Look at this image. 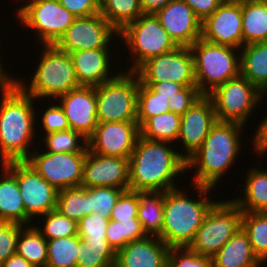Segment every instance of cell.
<instances>
[{
	"label": "cell",
	"instance_id": "cell-1",
	"mask_svg": "<svg viewBox=\"0 0 267 267\" xmlns=\"http://www.w3.org/2000/svg\"><path fill=\"white\" fill-rule=\"evenodd\" d=\"M0 94V164L25 161L39 134L36 100L17 84L0 85Z\"/></svg>",
	"mask_w": 267,
	"mask_h": 267
},
{
	"label": "cell",
	"instance_id": "cell-2",
	"mask_svg": "<svg viewBox=\"0 0 267 267\" xmlns=\"http://www.w3.org/2000/svg\"><path fill=\"white\" fill-rule=\"evenodd\" d=\"M175 148L170 142L139 136L129 157V190L166 192L177 188L176 181L187 171L183 151Z\"/></svg>",
	"mask_w": 267,
	"mask_h": 267
},
{
	"label": "cell",
	"instance_id": "cell-3",
	"mask_svg": "<svg viewBox=\"0 0 267 267\" xmlns=\"http://www.w3.org/2000/svg\"><path fill=\"white\" fill-rule=\"evenodd\" d=\"M236 122H220L211 128L203 144L186 160V171L195 169L189 184L216 188L219 181L236 165L241 149V139L247 129ZM241 138V139H240ZM243 147V148H241ZM218 183V184H217Z\"/></svg>",
	"mask_w": 267,
	"mask_h": 267
},
{
	"label": "cell",
	"instance_id": "cell-4",
	"mask_svg": "<svg viewBox=\"0 0 267 267\" xmlns=\"http://www.w3.org/2000/svg\"><path fill=\"white\" fill-rule=\"evenodd\" d=\"M189 185L195 189V194H199L197 199L187 194L185 187L184 190L177 187L164 192V220L159 238L169 247H188L207 213L217 202L214 200L216 196L212 197L214 188ZM210 193L211 197L208 195Z\"/></svg>",
	"mask_w": 267,
	"mask_h": 267
},
{
	"label": "cell",
	"instance_id": "cell-5",
	"mask_svg": "<svg viewBox=\"0 0 267 267\" xmlns=\"http://www.w3.org/2000/svg\"><path fill=\"white\" fill-rule=\"evenodd\" d=\"M43 46V47H42ZM41 55L31 77L17 78L16 84L37 102L50 103L58 96L80 87L74 71L73 61L68 52L53 45H40ZM32 79V80H31ZM41 98V99H40ZM51 101H50V100ZM39 100V101H38Z\"/></svg>",
	"mask_w": 267,
	"mask_h": 267
},
{
	"label": "cell",
	"instance_id": "cell-6",
	"mask_svg": "<svg viewBox=\"0 0 267 267\" xmlns=\"http://www.w3.org/2000/svg\"><path fill=\"white\" fill-rule=\"evenodd\" d=\"M189 48L194 58L196 86L202 95L208 96L220 85L240 75V49L201 38Z\"/></svg>",
	"mask_w": 267,
	"mask_h": 267
},
{
	"label": "cell",
	"instance_id": "cell-7",
	"mask_svg": "<svg viewBox=\"0 0 267 267\" xmlns=\"http://www.w3.org/2000/svg\"><path fill=\"white\" fill-rule=\"evenodd\" d=\"M117 38L121 43L123 41L130 55L125 59H128L131 65L125 66L122 69L124 71L135 72L148 59L179 47L163 29L155 14H142L126 25L115 39L118 40Z\"/></svg>",
	"mask_w": 267,
	"mask_h": 267
},
{
	"label": "cell",
	"instance_id": "cell-8",
	"mask_svg": "<svg viewBox=\"0 0 267 267\" xmlns=\"http://www.w3.org/2000/svg\"><path fill=\"white\" fill-rule=\"evenodd\" d=\"M21 2L26 4L21 3V7H16L18 9L15 11L17 13L14 16L17 20L15 22L21 24L26 30L31 29L35 32V42H39L38 46L55 44L76 18L58 0Z\"/></svg>",
	"mask_w": 267,
	"mask_h": 267
},
{
	"label": "cell",
	"instance_id": "cell-9",
	"mask_svg": "<svg viewBox=\"0 0 267 267\" xmlns=\"http://www.w3.org/2000/svg\"><path fill=\"white\" fill-rule=\"evenodd\" d=\"M138 89L136 72L124 70L113 79L95 86L98 122L137 121Z\"/></svg>",
	"mask_w": 267,
	"mask_h": 267
},
{
	"label": "cell",
	"instance_id": "cell-10",
	"mask_svg": "<svg viewBox=\"0 0 267 267\" xmlns=\"http://www.w3.org/2000/svg\"><path fill=\"white\" fill-rule=\"evenodd\" d=\"M217 200L207 213L188 248L199 255L213 258L241 228L242 210L231 199Z\"/></svg>",
	"mask_w": 267,
	"mask_h": 267
},
{
	"label": "cell",
	"instance_id": "cell-11",
	"mask_svg": "<svg viewBox=\"0 0 267 267\" xmlns=\"http://www.w3.org/2000/svg\"><path fill=\"white\" fill-rule=\"evenodd\" d=\"M208 96L214 103L218 121L246 125L256 108L259 109L264 99H267V92L262 93L240 74L217 87Z\"/></svg>",
	"mask_w": 267,
	"mask_h": 267
},
{
	"label": "cell",
	"instance_id": "cell-12",
	"mask_svg": "<svg viewBox=\"0 0 267 267\" xmlns=\"http://www.w3.org/2000/svg\"><path fill=\"white\" fill-rule=\"evenodd\" d=\"M34 149L25 160L42 178L57 191L81 186L83 165L87 152H44Z\"/></svg>",
	"mask_w": 267,
	"mask_h": 267
},
{
	"label": "cell",
	"instance_id": "cell-13",
	"mask_svg": "<svg viewBox=\"0 0 267 267\" xmlns=\"http://www.w3.org/2000/svg\"><path fill=\"white\" fill-rule=\"evenodd\" d=\"M3 165L16 177L25 213L33 222L56 209L58 191L26 161H10Z\"/></svg>",
	"mask_w": 267,
	"mask_h": 267
},
{
	"label": "cell",
	"instance_id": "cell-14",
	"mask_svg": "<svg viewBox=\"0 0 267 267\" xmlns=\"http://www.w3.org/2000/svg\"><path fill=\"white\" fill-rule=\"evenodd\" d=\"M135 72L141 82L173 81L196 86L193 54L185 46L148 59Z\"/></svg>",
	"mask_w": 267,
	"mask_h": 267
},
{
	"label": "cell",
	"instance_id": "cell-15",
	"mask_svg": "<svg viewBox=\"0 0 267 267\" xmlns=\"http://www.w3.org/2000/svg\"><path fill=\"white\" fill-rule=\"evenodd\" d=\"M116 36H119V32L98 13L93 16L76 17L54 45L68 53L85 49L112 48L111 41Z\"/></svg>",
	"mask_w": 267,
	"mask_h": 267
},
{
	"label": "cell",
	"instance_id": "cell-16",
	"mask_svg": "<svg viewBox=\"0 0 267 267\" xmlns=\"http://www.w3.org/2000/svg\"><path fill=\"white\" fill-rule=\"evenodd\" d=\"M139 136L137 121L101 122L87 139V148L102 156L129 158Z\"/></svg>",
	"mask_w": 267,
	"mask_h": 267
},
{
	"label": "cell",
	"instance_id": "cell-17",
	"mask_svg": "<svg viewBox=\"0 0 267 267\" xmlns=\"http://www.w3.org/2000/svg\"><path fill=\"white\" fill-rule=\"evenodd\" d=\"M201 39L241 49L243 47L242 0H224L202 21Z\"/></svg>",
	"mask_w": 267,
	"mask_h": 267
},
{
	"label": "cell",
	"instance_id": "cell-18",
	"mask_svg": "<svg viewBox=\"0 0 267 267\" xmlns=\"http://www.w3.org/2000/svg\"><path fill=\"white\" fill-rule=\"evenodd\" d=\"M214 103L203 95L183 115L177 146L182 145L183 158L187 160L202 144L211 128L216 124Z\"/></svg>",
	"mask_w": 267,
	"mask_h": 267
},
{
	"label": "cell",
	"instance_id": "cell-19",
	"mask_svg": "<svg viewBox=\"0 0 267 267\" xmlns=\"http://www.w3.org/2000/svg\"><path fill=\"white\" fill-rule=\"evenodd\" d=\"M70 129L88 139L98 125L97 97L94 86H80L58 96Z\"/></svg>",
	"mask_w": 267,
	"mask_h": 267
},
{
	"label": "cell",
	"instance_id": "cell-20",
	"mask_svg": "<svg viewBox=\"0 0 267 267\" xmlns=\"http://www.w3.org/2000/svg\"><path fill=\"white\" fill-rule=\"evenodd\" d=\"M81 186L129 190V158L102 156L87 150Z\"/></svg>",
	"mask_w": 267,
	"mask_h": 267
},
{
	"label": "cell",
	"instance_id": "cell-21",
	"mask_svg": "<svg viewBox=\"0 0 267 267\" xmlns=\"http://www.w3.org/2000/svg\"><path fill=\"white\" fill-rule=\"evenodd\" d=\"M155 15L178 46L190 47L201 38L202 22L184 1L172 0Z\"/></svg>",
	"mask_w": 267,
	"mask_h": 267
},
{
	"label": "cell",
	"instance_id": "cell-22",
	"mask_svg": "<svg viewBox=\"0 0 267 267\" xmlns=\"http://www.w3.org/2000/svg\"><path fill=\"white\" fill-rule=\"evenodd\" d=\"M110 49L112 48L85 49L69 53L80 86H99L121 72L116 70V74L112 73L113 50Z\"/></svg>",
	"mask_w": 267,
	"mask_h": 267
},
{
	"label": "cell",
	"instance_id": "cell-23",
	"mask_svg": "<svg viewBox=\"0 0 267 267\" xmlns=\"http://www.w3.org/2000/svg\"><path fill=\"white\" fill-rule=\"evenodd\" d=\"M170 249L158 236L146 235L116 253L115 267H167Z\"/></svg>",
	"mask_w": 267,
	"mask_h": 267
},
{
	"label": "cell",
	"instance_id": "cell-24",
	"mask_svg": "<svg viewBox=\"0 0 267 267\" xmlns=\"http://www.w3.org/2000/svg\"><path fill=\"white\" fill-rule=\"evenodd\" d=\"M0 167V221L23 226L34 224L25 213L16 177L3 164Z\"/></svg>",
	"mask_w": 267,
	"mask_h": 267
},
{
	"label": "cell",
	"instance_id": "cell-25",
	"mask_svg": "<svg viewBox=\"0 0 267 267\" xmlns=\"http://www.w3.org/2000/svg\"><path fill=\"white\" fill-rule=\"evenodd\" d=\"M247 234L240 228L212 258L213 267H262Z\"/></svg>",
	"mask_w": 267,
	"mask_h": 267
},
{
	"label": "cell",
	"instance_id": "cell-26",
	"mask_svg": "<svg viewBox=\"0 0 267 267\" xmlns=\"http://www.w3.org/2000/svg\"><path fill=\"white\" fill-rule=\"evenodd\" d=\"M249 168L244 176L246 180L242 197H234L232 200L243 212H267V169L259 166Z\"/></svg>",
	"mask_w": 267,
	"mask_h": 267
},
{
	"label": "cell",
	"instance_id": "cell-27",
	"mask_svg": "<svg viewBox=\"0 0 267 267\" xmlns=\"http://www.w3.org/2000/svg\"><path fill=\"white\" fill-rule=\"evenodd\" d=\"M240 74L262 93L267 92V42L247 44L240 49Z\"/></svg>",
	"mask_w": 267,
	"mask_h": 267
},
{
	"label": "cell",
	"instance_id": "cell-28",
	"mask_svg": "<svg viewBox=\"0 0 267 267\" xmlns=\"http://www.w3.org/2000/svg\"><path fill=\"white\" fill-rule=\"evenodd\" d=\"M243 46L267 42V0H242Z\"/></svg>",
	"mask_w": 267,
	"mask_h": 267
},
{
	"label": "cell",
	"instance_id": "cell-29",
	"mask_svg": "<svg viewBox=\"0 0 267 267\" xmlns=\"http://www.w3.org/2000/svg\"><path fill=\"white\" fill-rule=\"evenodd\" d=\"M138 219L146 235L160 236L164 220V192L138 191Z\"/></svg>",
	"mask_w": 267,
	"mask_h": 267
},
{
	"label": "cell",
	"instance_id": "cell-30",
	"mask_svg": "<svg viewBox=\"0 0 267 267\" xmlns=\"http://www.w3.org/2000/svg\"><path fill=\"white\" fill-rule=\"evenodd\" d=\"M181 125V116L167 112L148 118L140 127V136L151 141L176 144Z\"/></svg>",
	"mask_w": 267,
	"mask_h": 267
},
{
	"label": "cell",
	"instance_id": "cell-31",
	"mask_svg": "<svg viewBox=\"0 0 267 267\" xmlns=\"http://www.w3.org/2000/svg\"><path fill=\"white\" fill-rule=\"evenodd\" d=\"M16 253L24 257L34 267H46L47 240L34 224L21 228Z\"/></svg>",
	"mask_w": 267,
	"mask_h": 267
},
{
	"label": "cell",
	"instance_id": "cell-32",
	"mask_svg": "<svg viewBox=\"0 0 267 267\" xmlns=\"http://www.w3.org/2000/svg\"><path fill=\"white\" fill-rule=\"evenodd\" d=\"M56 209L78 223L82 218L92 214L90 188L79 186L58 191Z\"/></svg>",
	"mask_w": 267,
	"mask_h": 267
},
{
	"label": "cell",
	"instance_id": "cell-33",
	"mask_svg": "<svg viewBox=\"0 0 267 267\" xmlns=\"http://www.w3.org/2000/svg\"><path fill=\"white\" fill-rule=\"evenodd\" d=\"M77 267H115L116 252L106 239L82 240L80 238Z\"/></svg>",
	"mask_w": 267,
	"mask_h": 267
},
{
	"label": "cell",
	"instance_id": "cell-34",
	"mask_svg": "<svg viewBox=\"0 0 267 267\" xmlns=\"http://www.w3.org/2000/svg\"><path fill=\"white\" fill-rule=\"evenodd\" d=\"M100 14L120 32L143 12L140 0H101Z\"/></svg>",
	"mask_w": 267,
	"mask_h": 267
},
{
	"label": "cell",
	"instance_id": "cell-35",
	"mask_svg": "<svg viewBox=\"0 0 267 267\" xmlns=\"http://www.w3.org/2000/svg\"><path fill=\"white\" fill-rule=\"evenodd\" d=\"M241 228L258 259L267 262V212H242Z\"/></svg>",
	"mask_w": 267,
	"mask_h": 267
},
{
	"label": "cell",
	"instance_id": "cell-36",
	"mask_svg": "<svg viewBox=\"0 0 267 267\" xmlns=\"http://www.w3.org/2000/svg\"><path fill=\"white\" fill-rule=\"evenodd\" d=\"M80 237H61L47 240L46 267H77Z\"/></svg>",
	"mask_w": 267,
	"mask_h": 267
},
{
	"label": "cell",
	"instance_id": "cell-37",
	"mask_svg": "<svg viewBox=\"0 0 267 267\" xmlns=\"http://www.w3.org/2000/svg\"><path fill=\"white\" fill-rule=\"evenodd\" d=\"M146 233L143 231L138 218L130 220H110L106 231V240L113 250L117 253L129 242L144 238Z\"/></svg>",
	"mask_w": 267,
	"mask_h": 267
},
{
	"label": "cell",
	"instance_id": "cell-38",
	"mask_svg": "<svg viewBox=\"0 0 267 267\" xmlns=\"http://www.w3.org/2000/svg\"><path fill=\"white\" fill-rule=\"evenodd\" d=\"M40 135V136H39ZM38 135V139L43 143L44 152H87V139L79 132L72 129L58 131L54 133ZM42 136V137H41ZM43 140H41V139Z\"/></svg>",
	"mask_w": 267,
	"mask_h": 267
},
{
	"label": "cell",
	"instance_id": "cell-39",
	"mask_svg": "<svg viewBox=\"0 0 267 267\" xmlns=\"http://www.w3.org/2000/svg\"><path fill=\"white\" fill-rule=\"evenodd\" d=\"M38 219L36 223L42 221V226L36 223L34 225L46 240L78 235L77 222L62 215L57 209L40 216Z\"/></svg>",
	"mask_w": 267,
	"mask_h": 267
},
{
	"label": "cell",
	"instance_id": "cell-40",
	"mask_svg": "<svg viewBox=\"0 0 267 267\" xmlns=\"http://www.w3.org/2000/svg\"><path fill=\"white\" fill-rule=\"evenodd\" d=\"M169 98L159 96L139 79L137 93V122L139 127L150 117L170 112Z\"/></svg>",
	"mask_w": 267,
	"mask_h": 267
},
{
	"label": "cell",
	"instance_id": "cell-41",
	"mask_svg": "<svg viewBox=\"0 0 267 267\" xmlns=\"http://www.w3.org/2000/svg\"><path fill=\"white\" fill-rule=\"evenodd\" d=\"M124 190L114 187H91L90 204L92 213H97L103 218H110L116 201Z\"/></svg>",
	"mask_w": 267,
	"mask_h": 267
},
{
	"label": "cell",
	"instance_id": "cell-42",
	"mask_svg": "<svg viewBox=\"0 0 267 267\" xmlns=\"http://www.w3.org/2000/svg\"><path fill=\"white\" fill-rule=\"evenodd\" d=\"M167 267H213L212 258L199 255L188 247H171Z\"/></svg>",
	"mask_w": 267,
	"mask_h": 267
},
{
	"label": "cell",
	"instance_id": "cell-43",
	"mask_svg": "<svg viewBox=\"0 0 267 267\" xmlns=\"http://www.w3.org/2000/svg\"><path fill=\"white\" fill-rule=\"evenodd\" d=\"M53 101L54 104H50L45 108L41 115L42 117L36 122L37 124L39 123L37 126H42L39 127V131L43 129L40 132L42 135L70 129L62 107L58 102H55V99ZM40 120L41 122H39Z\"/></svg>",
	"mask_w": 267,
	"mask_h": 267
},
{
	"label": "cell",
	"instance_id": "cell-44",
	"mask_svg": "<svg viewBox=\"0 0 267 267\" xmlns=\"http://www.w3.org/2000/svg\"><path fill=\"white\" fill-rule=\"evenodd\" d=\"M109 218H103L97 213H92L82 218L78 223V236L82 240L106 239Z\"/></svg>",
	"mask_w": 267,
	"mask_h": 267
},
{
	"label": "cell",
	"instance_id": "cell-45",
	"mask_svg": "<svg viewBox=\"0 0 267 267\" xmlns=\"http://www.w3.org/2000/svg\"><path fill=\"white\" fill-rule=\"evenodd\" d=\"M138 191H124L116 201L110 220H130L138 218Z\"/></svg>",
	"mask_w": 267,
	"mask_h": 267
},
{
	"label": "cell",
	"instance_id": "cell-46",
	"mask_svg": "<svg viewBox=\"0 0 267 267\" xmlns=\"http://www.w3.org/2000/svg\"><path fill=\"white\" fill-rule=\"evenodd\" d=\"M22 227L20 224L0 221V264L16 253Z\"/></svg>",
	"mask_w": 267,
	"mask_h": 267
},
{
	"label": "cell",
	"instance_id": "cell-47",
	"mask_svg": "<svg viewBox=\"0 0 267 267\" xmlns=\"http://www.w3.org/2000/svg\"><path fill=\"white\" fill-rule=\"evenodd\" d=\"M202 96L197 86H184L177 95L168 99L170 111L181 116Z\"/></svg>",
	"mask_w": 267,
	"mask_h": 267
},
{
	"label": "cell",
	"instance_id": "cell-48",
	"mask_svg": "<svg viewBox=\"0 0 267 267\" xmlns=\"http://www.w3.org/2000/svg\"><path fill=\"white\" fill-rule=\"evenodd\" d=\"M76 17L93 16L100 13V0H58Z\"/></svg>",
	"mask_w": 267,
	"mask_h": 267
},
{
	"label": "cell",
	"instance_id": "cell-49",
	"mask_svg": "<svg viewBox=\"0 0 267 267\" xmlns=\"http://www.w3.org/2000/svg\"><path fill=\"white\" fill-rule=\"evenodd\" d=\"M202 22L209 17L224 0H182Z\"/></svg>",
	"mask_w": 267,
	"mask_h": 267
},
{
	"label": "cell",
	"instance_id": "cell-50",
	"mask_svg": "<svg viewBox=\"0 0 267 267\" xmlns=\"http://www.w3.org/2000/svg\"><path fill=\"white\" fill-rule=\"evenodd\" d=\"M267 115V114H266ZM262 121H259V124H257L256 128L254 129L253 136L251 138V148L253 149V153L256 157L257 155H261L264 153V151L267 149V116L260 118ZM256 129V130H255Z\"/></svg>",
	"mask_w": 267,
	"mask_h": 267
},
{
	"label": "cell",
	"instance_id": "cell-51",
	"mask_svg": "<svg viewBox=\"0 0 267 267\" xmlns=\"http://www.w3.org/2000/svg\"><path fill=\"white\" fill-rule=\"evenodd\" d=\"M144 85L149 86L155 93L159 96H164L166 98H173L177 95L184 86L182 84L173 81L164 82H142Z\"/></svg>",
	"mask_w": 267,
	"mask_h": 267
},
{
	"label": "cell",
	"instance_id": "cell-52",
	"mask_svg": "<svg viewBox=\"0 0 267 267\" xmlns=\"http://www.w3.org/2000/svg\"><path fill=\"white\" fill-rule=\"evenodd\" d=\"M172 0H140L143 14H156Z\"/></svg>",
	"mask_w": 267,
	"mask_h": 267
},
{
	"label": "cell",
	"instance_id": "cell-53",
	"mask_svg": "<svg viewBox=\"0 0 267 267\" xmlns=\"http://www.w3.org/2000/svg\"><path fill=\"white\" fill-rule=\"evenodd\" d=\"M0 267H34V266L24 257L15 253L12 256H10L6 261L2 262L0 264Z\"/></svg>",
	"mask_w": 267,
	"mask_h": 267
},
{
	"label": "cell",
	"instance_id": "cell-54",
	"mask_svg": "<svg viewBox=\"0 0 267 267\" xmlns=\"http://www.w3.org/2000/svg\"><path fill=\"white\" fill-rule=\"evenodd\" d=\"M1 41L2 40H0V46L2 47L3 45H2ZM1 47H0V85L16 84L17 77H14L12 75L13 73L10 74L9 71L7 72V70H5V66H3L4 63L1 61L2 60L1 58L3 57V56H1L2 55Z\"/></svg>",
	"mask_w": 267,
	"mask_h": 267
},
{
	"label": "cell",
	"instance_id": "cell-55",
	"mask_svg": "<svg viewBox=\"0 0 267 267\" xmlns=\"http://www.w3.org/2000/svg\"><path fill=\"white\" fill-rule=\"evenodd\" d=\"M266 153H267V149L264 151L263 154L259 155V157L262 158L261 156H265V155H267Z\"/></svg>",
	"mask_w": 267,
	"mask_h": 267
}]
</instances>
